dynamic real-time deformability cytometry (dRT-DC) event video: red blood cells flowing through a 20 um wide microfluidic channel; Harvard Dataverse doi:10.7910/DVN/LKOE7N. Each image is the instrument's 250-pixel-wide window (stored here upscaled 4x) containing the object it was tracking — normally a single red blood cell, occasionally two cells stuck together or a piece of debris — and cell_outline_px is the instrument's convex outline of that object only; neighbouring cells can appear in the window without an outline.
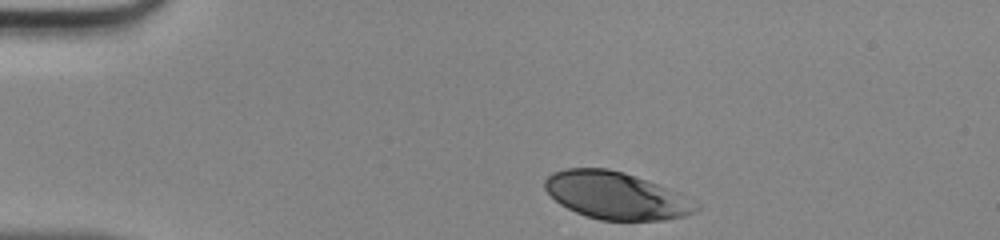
{"species": "human", "species_latin": "Homo sapiens", "temperature_condition": "room temperature", "stored_images_in_passage": 32, "camera_frame_rate_fps": 3000, "um_per_image_px": 0.085, "donor": {"sex": "male"}, "frame": {"image": 1, "passage_image": 1, "time_ms": 0.0, "image_size_px": [1000, 240], "cell_outline_px": [[700, 208], [696, 212], [684, 216], [664, 220], [600, 220], [584, 216], [560, 204], [544, 188], [544, 180], [552, 172], [568, 168], [608, 168], [624, 172], [656, 184], [676, 192], [700, 204]], "centroid_in_image_um": [52.35, 16.63], "position_along_channel_um": 32.7, "area_um2": 41.44}}
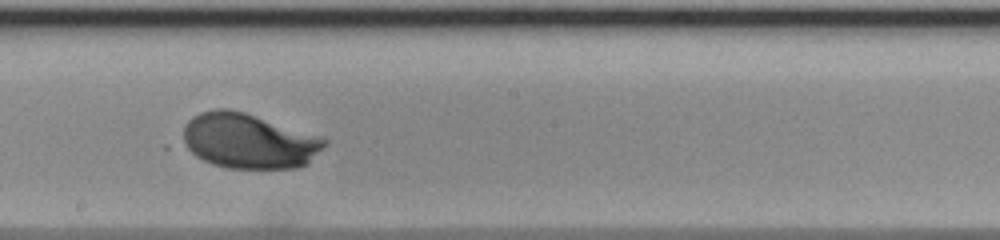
{"frame": {"image": 2, "passage_image": 19, "time_ms": 6.0, "image_size_px": [1000, 240], "cell_outline_px": [[328, 144], [308, 164], [296, 168], [228, 168], [212, 164], [196, 156], [176, 144], [184, 124], [192, 116], [200, 112], [216, 108], [228, 108], [244, 112], [328, 140]], "centroid_in_image_um": [21.01, 11.99], "position_along_channel_um": 227.2, "area_um2": 46.01}}
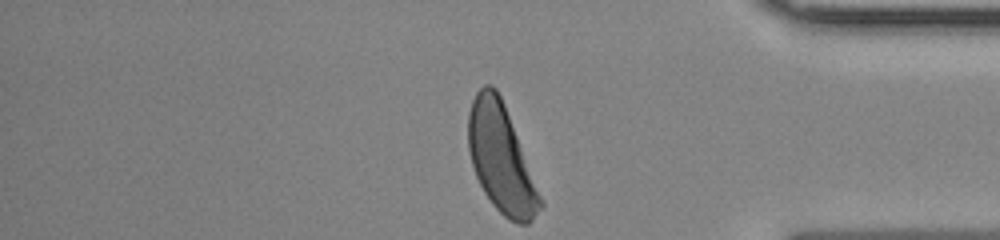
{"frame": {"image": 3, "passage_image": 32, "time_ms": 10.333, "image_size_px": [1000, 240], "cell_outline_px": [[544, 204], [532, 220], [528, 224], [516, 224], [508, 220], [492, 204], [484, 192], [476, 176], [472, 164], [468, 148], [468, 112], [472, 100], [476, 92], [484, 84], [492, 84], [496, 88], [504, 104]], "centroid_in_image_um": [42.57, 13.48], "position_along_channel_um": 392.6, "area_um2": 44.74}}